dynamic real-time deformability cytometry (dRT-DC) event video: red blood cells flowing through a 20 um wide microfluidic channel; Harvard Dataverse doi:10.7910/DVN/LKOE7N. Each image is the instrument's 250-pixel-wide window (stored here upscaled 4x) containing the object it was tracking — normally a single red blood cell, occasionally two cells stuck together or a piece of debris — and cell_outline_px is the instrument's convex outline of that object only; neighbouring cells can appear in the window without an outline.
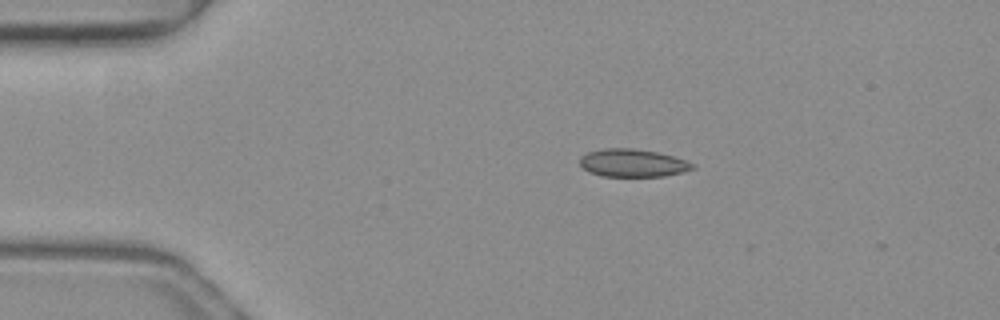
{"species": "common noctule bat (a hibernating species)", "species_latin": "Nyctalus noctula", "temperature_condition": "warm", "stored_images_in_passage": 43, "camera_frame_rate_fps": 3000, "um_per_image_px": 0.085, "animal": {"sex": "female", "body_mass_g": 19.3, "forearm_length_mm": 54.1}, "frame": {"image": 1, "passage_image": 2, "time_ms": 0.333, "image_size_px": [1000, 320], "cell_outline_px": [[696, 168], [664, 176], [600, 176], [588, 172], [580, 164], [580, 156], [588, 152], [604, 148], [632, 148], [656, 152], [672, 156], [696, 164]], "centroid_in_image_um": [53.75, 13.85], "position_along_channel_um": 31.2, "area_um2": 18.21}}
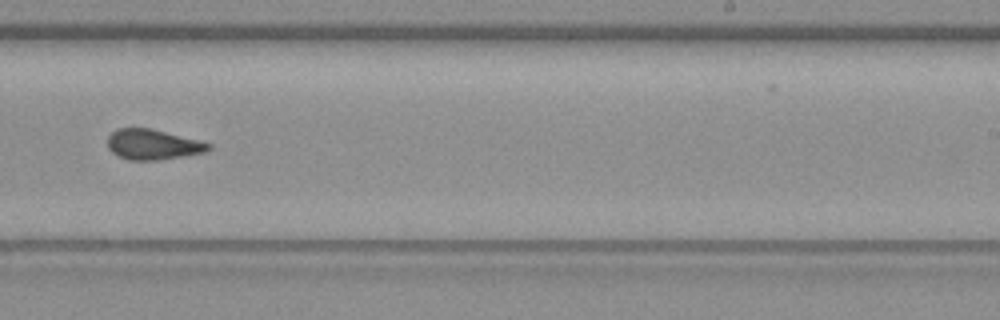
{"frame": {"image": 2, "passage_image": 24, "time_ms": 7.667, "image_size_px": [1000, 320], "cell_outline_px": [[212, 148], [208, 152], [184, 156], [156, 160], [128, 160], [112, 152], [108, 148], [108, 136], [116, 128], [152, 128], [212, 144]], "centroid_in_image_um": [13.01, 12.28], "position_along_channel_um": 276.0, "area_um2": 17.86}}
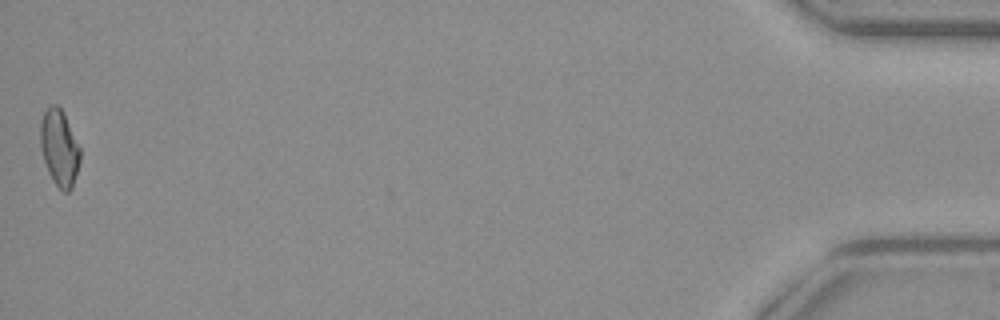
{"frame": {"image": 3, "passage_image": 43, "time_ms": 14.0, "image_size_px": [1000, 320], "cell_outline_px": [[80, 160], [72, 188], [68, 192], [64, 192], [52, 180], [48, 172], [40, 148], [40, 124], [44, 112], [52, 104], [56, 104], [60, 108], [80, 148]], "centroid_in_image_um": [5.03, 12.6], "position_along_channel_um": 430.2, "area_um2": 17.34}, "authors_computed_cell_mechanics": {"area_um2": 18.1492, "velocity_mm_per_s": 4.0387, "shape_relaxation_time_tau1_ms": null, "shape_relaxation_time_tau2_ms": 1.2546, "deformation_change_tau1": null, "deformation_change_tau2": 0.0682}}